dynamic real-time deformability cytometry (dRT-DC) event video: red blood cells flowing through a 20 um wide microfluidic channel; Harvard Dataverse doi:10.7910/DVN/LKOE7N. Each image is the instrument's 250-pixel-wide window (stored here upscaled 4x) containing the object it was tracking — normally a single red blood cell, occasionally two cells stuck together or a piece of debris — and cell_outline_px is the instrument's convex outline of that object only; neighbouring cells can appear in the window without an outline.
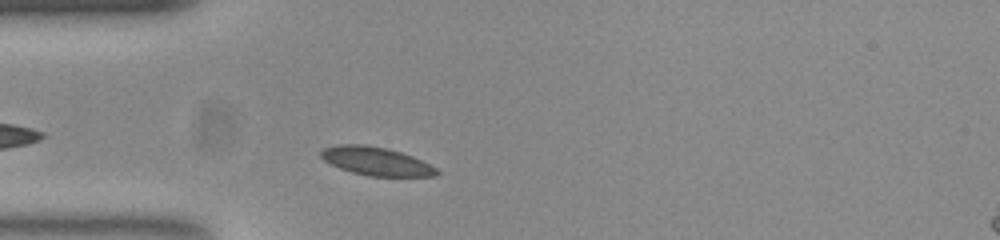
{"species": "common noctule bat (a hibernating species)", "species_latin": "Nyctalus noctula", "temperature_condition": "room temperature", "stored_images_in_passage": 39, "camera_frame_rate_fps": 3000, "um_per_image_px": 0.085, "animal": {"sex": "female", "body_mass_g": 23.0, "forearm_length_mm": 53.4}, "frame": {"image": 1, "passage_image": 4, "time_ms": 1.0, "image_size_px": [1000, 240], "cell_outline_px": [[440, 172], [436, 176], [368, 176], [352, 172], [340, 168], [324, 160], [320, 156], [320, 152], [324, 148], [336, 144], [364, 144], [384, 148], [400, 152], [412, 156], [436, 168]], "centroid_in_image_um": [31.95, 13.7], "position_along_channel_um": 53.1, "area_um2": 18.96}}
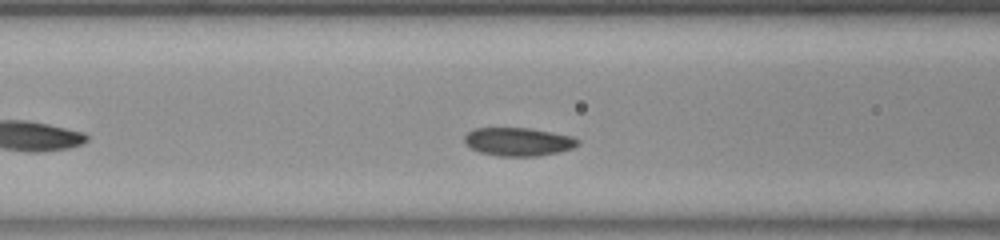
{"frame": {"image": 2, "passage_image": 10, "time_ms": 3.0, "image_size_px": [1000, 240], "cell_outline_px": [[580, 144], [572, 148], [560, 152], [536, 156], [500, 156], [480, 152], [464, 144], [464, 136], [468, 132], [476, 128], [528, 128], [572, 136], [580, 140]], "centroid_in_image_um": [44.06, 12.05], "position_along_channel_um": 122.5, "area_um2": 18.67}}
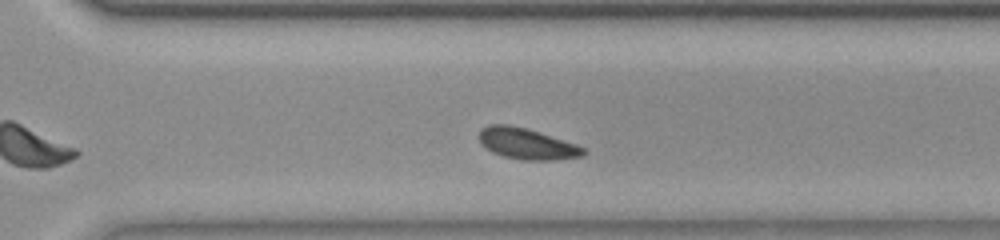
{"frame": {"image": 3, "passage_image": 26, "time_ms": 8.333, "image_size_px": [1000, 240], "cell_outline_px": [[588, 152], [584, 156], [556, 160], [520, 160], [504, 156], [492, 152], [484, 148], [480, 144], [480, 128], [488, 124], [508, 124], [524, 128], [576, 144], [584, 148]], "centroid_in_image_um": [44.76, 12.23], "position_along_channel_um": 325.8, "area_um2": 18.9}, "authors_computed_cell_mechanics": {"area_um2": 18.785, "velocity_mm_per_s": 3.8208, "shape_relaxation_time_tau1_ms": 2.0816, "shape_relaxation_time_tau2_ms": 4.3132, "deformation_change_tau1": 0.0514, "deformation_change_tau2": 0.0957}}